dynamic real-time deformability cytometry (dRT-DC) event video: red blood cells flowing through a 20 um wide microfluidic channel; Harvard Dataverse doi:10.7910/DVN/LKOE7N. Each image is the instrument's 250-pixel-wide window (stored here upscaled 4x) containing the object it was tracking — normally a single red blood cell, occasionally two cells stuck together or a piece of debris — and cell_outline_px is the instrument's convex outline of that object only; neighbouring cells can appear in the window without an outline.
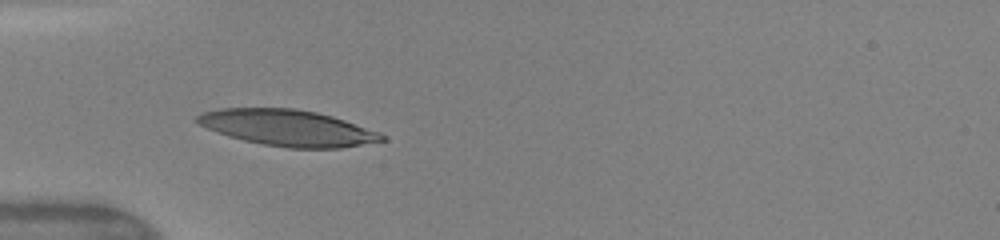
{"species": "human", "species_latin": "Homo sapiens", "temperature_condition": "warm", "stored_images_in_passage": 29, "camera_frame_rate_fps": 3000, "um_per_image_px": 0.085, "donor": {"sex": "female"}, "frame": {"image": 1, "passage_image": 1, "time_ms": 0.0, "image_size_px": [1000, 240], "cell_outline_px": [[388, 140], [340, 148], [288, 148], [264, 144], [244, 140], [228, 136], [216, 132], [196, 124], [192, 120], [196, 116], [204, 112], [220, 108], [296, 108], [316, 112], [332, 116], [380, 132]], "centroid_in_image_um": [24.42, 10.86], "position_along_channel_um": 60.6, "area_um2": 39.02}}
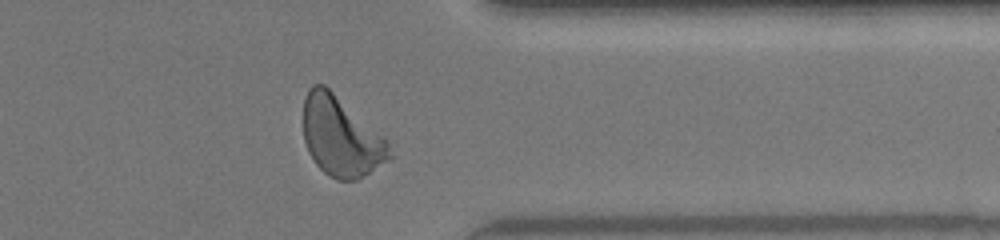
{"frame": {"image": 2, "passage_image": 25, "time_ms": 8.0, "image_size_px": [1000, 240], "cell_outline_px": [[392, 156], [388, 160], [356, 180], [336, 180], [328, 176], [316, 164], [308, 152], [304, 140], [304, 96], [308, 88], [312, 84], [324, 84], [384, 136], [388, 144]], "centroid_in_image_um": [28.96, 11.61], "position_along_channel_um": 382.4, "area_um2": 39.77}, "authors_computed_cell_mechanics": {"area_um2": 38.726, "velocity_mm_per_s": 4.1436, "shape_relaxation_time_tau1_ms": 3.1471, "shape_relaxation_time_tau2_ms": null, "deformation_change_tau1": 0.1745, "deformation_change_tau2": null}}